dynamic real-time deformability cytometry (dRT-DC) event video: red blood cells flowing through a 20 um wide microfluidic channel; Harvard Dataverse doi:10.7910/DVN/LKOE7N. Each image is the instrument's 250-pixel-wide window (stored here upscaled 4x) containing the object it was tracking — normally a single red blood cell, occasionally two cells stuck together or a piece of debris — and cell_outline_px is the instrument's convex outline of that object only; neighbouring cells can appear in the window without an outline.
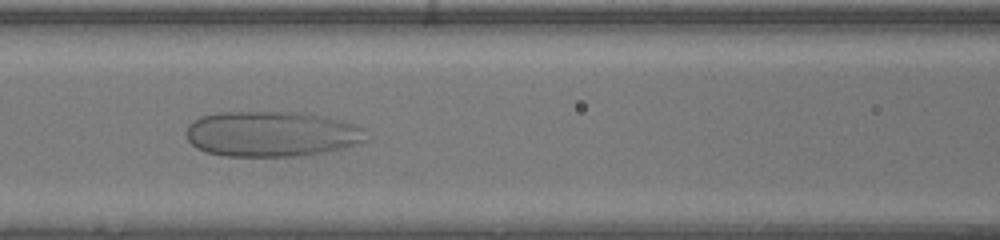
{"species": "human", "species_latin": "Homo sapiens", "temperature_condition": "warm", "stored_images_in_passage": 47, "camera_frame_rate_fps": 3000, "um_per_image_px": 0.085, "donor": {"sex": "male"}, "frame": {"image": 1, "passage_image": 19, "time_ms": 6.0, "image_size_px": [1000, 240], "cell_outline_px": [[368, 140], [344, 148], [324, 152], [296, 156], [224, 156], [208, 152], [196, 148], [188, 140], [188, 124], [200, 116], [224, 112], [300, 112], [324, 116], [344, 120], [356, 124], [364, 128]], "centroid_in_image_um": [23.13, 11.38], "position_along_channel_um": 143.5, "area_um2": 47.86}}
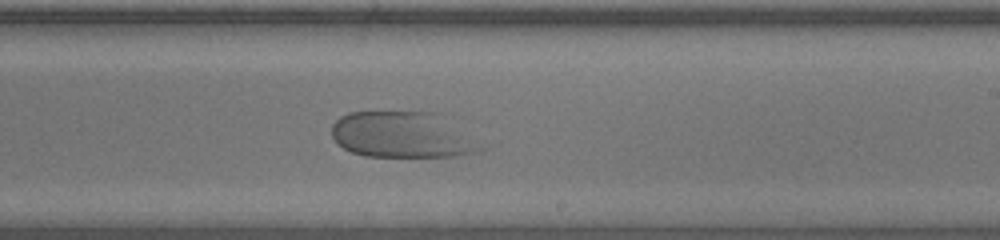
{"frame": {"image": 2, "passage_image": 27, "time_ms": 8.667, "image_size_px": [1000, 240], "cell_outline_px": [[472, 152], [452, 156], [364, 156], [352, 152], [344, 148], [332, 136], [332, 124], [340, 116], [348, 112], [440, 112], [472, 148]], "centroid_in_image_um": [33.9, 11.43], "position_along_channel_um": 255.1, "area_um2": 37.74}}
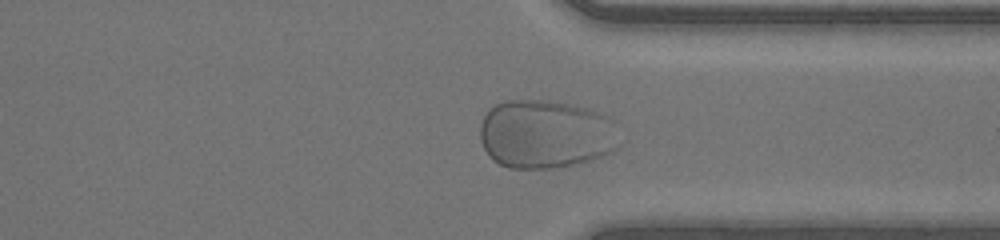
{"frame": {"image": 3, "passage_image": 35, "time_ms": 11.333, "image_size_px": [1000, 240], "cell_outline_px": [[620, 144], [616, 148], [600, 156], [576, 164], [552, 168], [508, 168], [492, 160], [484, 148], [480, 140], [480, 124], [484, 116], [496, 104], [504, 100], [544, 100], [572, 104], [600, 112], [616, 120]], "centroid_in_image_um": [46.4, 11.39], "position_along_channel_um": 365.0, "area_um2": 56.24}}